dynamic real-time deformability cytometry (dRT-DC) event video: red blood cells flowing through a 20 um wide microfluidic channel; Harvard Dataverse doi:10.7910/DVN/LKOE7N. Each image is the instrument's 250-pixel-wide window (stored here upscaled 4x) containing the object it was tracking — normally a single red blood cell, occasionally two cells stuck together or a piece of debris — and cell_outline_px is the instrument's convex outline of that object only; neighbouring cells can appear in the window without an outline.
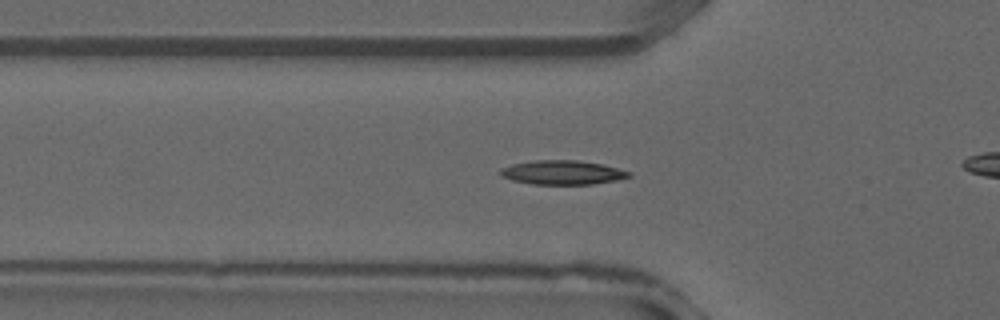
{"species": "common noctule bat (a hibernating species)", "species_latin": "Nyctalus noctula", "temperature_condition": "warm", "stored_images_in_passage": 38, "camera_frame_rate_fps": 3000, "um_per_image_px": 0.085, "animal": {"sex": "male", "forearm_length_mm": 52.5}, "frame": {"image": 1, "passage_image": 12, "time_ms": 3.667, "image_size_px": [1000, 320], "cell_outline_px": [[632, 176], [616, 180], [592, 184], [532, 184], [512, 180], [504, 176], [500, 172], [500, 168], [512, 164], [532, 160], [580, 160], [604, 164], [632, 172]], "centroid_in_image_um": [47.85, 14.65], "position_along_channel_um": 78.0, "area_um2": 18.15}}
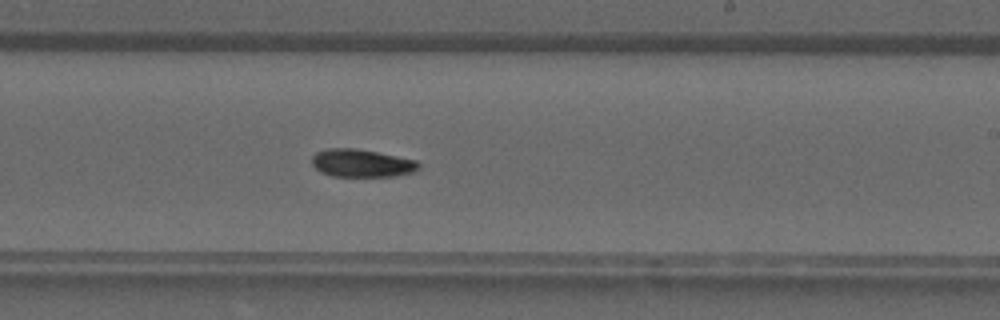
{"frame": {"image": 2, "passage_image": 22, "time_ms": 7.0, "image_size_px": [1000, 320], "cell_outline_px": [[420, 168], [412, 172], [392, 176], [332, 176], [320, 172], [312, 164], [312, 156], [316, 152], [328, 148], [356, 148], [416, 160], [420, 164]], "centroid_in_image_um": [30.71, 13.86], "position_along_channel_um": 258.3, "area_um2": 17.22}}
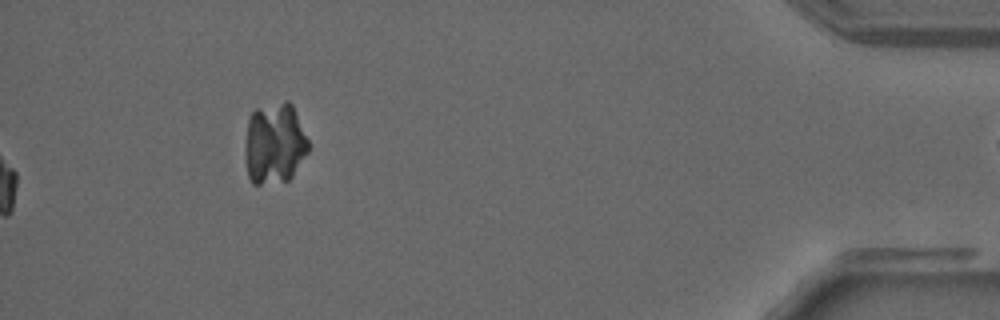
{"frame": {"image": 3, "passage_image": 38, "time_ms": 12.333, "image_size_px": [1000, 320], "cell_outline_px": [[308, 152], [292, 176], [288, 180], [260, 184], [252, 184], [248, 176], [244, 152], [244, 144], [248, 116], [256, 108], [284, 100], [288, 100], [292, 104], [308, 140]], "centroid_in_image_um": [23.3, 12.17], "position_along_channel_um": 411.9, "area_um2": 30.29}}